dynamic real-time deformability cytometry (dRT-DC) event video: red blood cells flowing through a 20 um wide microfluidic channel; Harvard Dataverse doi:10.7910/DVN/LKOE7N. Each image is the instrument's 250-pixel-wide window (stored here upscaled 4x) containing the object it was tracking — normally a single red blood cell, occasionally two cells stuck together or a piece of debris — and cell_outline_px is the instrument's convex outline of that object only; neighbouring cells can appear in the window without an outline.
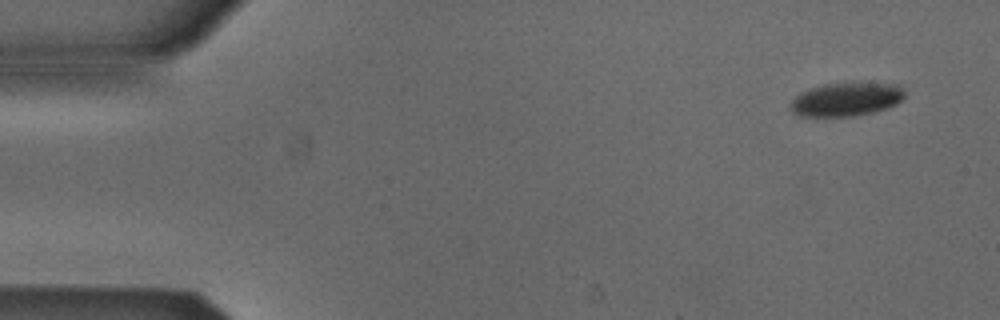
{"species": "Egyptian fruit bat (a non-hibernating species)", "species_latin": "Rousettus aegyptiacus", "temperature_condition": "cold", "stored_images_in_passage": 51, "camera_frame_rate_fps": 3000, "um_per_image_px": 0.085, "animal": {"sex": "male"}, "frame": {"image": 1, "passage_image": 1, "time_ms": 0.0, "image_size_px": [1000, 320], "cell_outline_px": [[904, 96], [896, 104], [888, 108], [872, 112], [852, 116], [796, 116], [788, 108], [792, 100], [800, 92], [824, 84], [900, 84], [904, 92]], "centroid_in_image_um": [71.88, 8.47], "position_along_channel_um": 13.1, "area_um2": 22.02}}
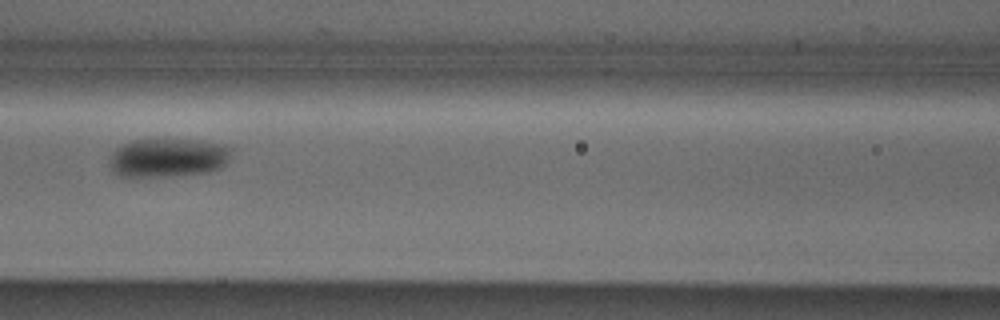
{"frame": {"image": 2, "passage_image": 21, "time_ms": 6.667, "image_size_px": [1000, 320], "cell_outline_px": [[232, 148], [228, 160], [220, 168], [208, 172], [168, 176], [120, 176], [112, 172], [108, 164], [108, 160], [112, 152], [116, 148], [132, 140], [200, 140], [224, 144]], "centroid_in_image_um": [14.26, 13.4], "position_along_channel_um": 152.3, "area_um2": 27.57}}
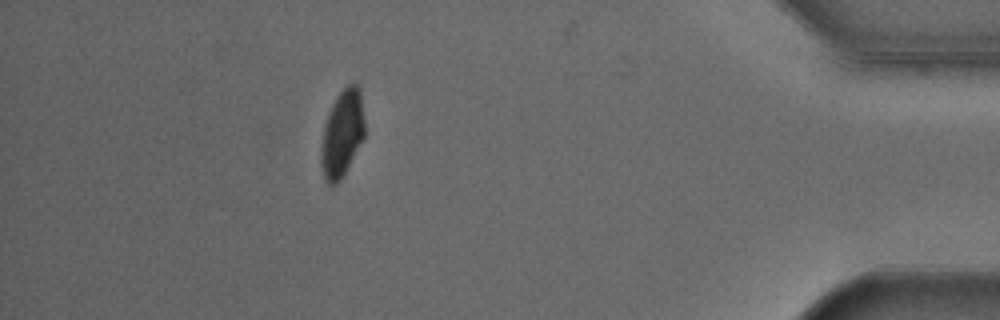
{"frame": {"image": 3, "passage_image": 45, "time_ms": 14.667, "image_size_px": [1000, 320], "cell_outline_px": [[364, 136], [340, 180], [336, 184], [328, 184], [324, 180], [320, 160], [320, 156], [324, 128], [332, 104], [340, 92], [352, 80], [356, 80], [360, 88], [364, 120]], "centroid_in_image_um": [29.09, 11.31], "position_along_channel_um": 406.1, "area_um2": 21.79}, "authors_computed_cell_mechanics": {"area_um2": 24.9696, "velocity_mm_per_s": 3.8408, "shape_relaxation_time_tau1_ms": 5.5275, "shape_relaxation_time_tau2_ms": null, "deformation_change_tau1": 0.1412, "deformation_change_tau2": null}}